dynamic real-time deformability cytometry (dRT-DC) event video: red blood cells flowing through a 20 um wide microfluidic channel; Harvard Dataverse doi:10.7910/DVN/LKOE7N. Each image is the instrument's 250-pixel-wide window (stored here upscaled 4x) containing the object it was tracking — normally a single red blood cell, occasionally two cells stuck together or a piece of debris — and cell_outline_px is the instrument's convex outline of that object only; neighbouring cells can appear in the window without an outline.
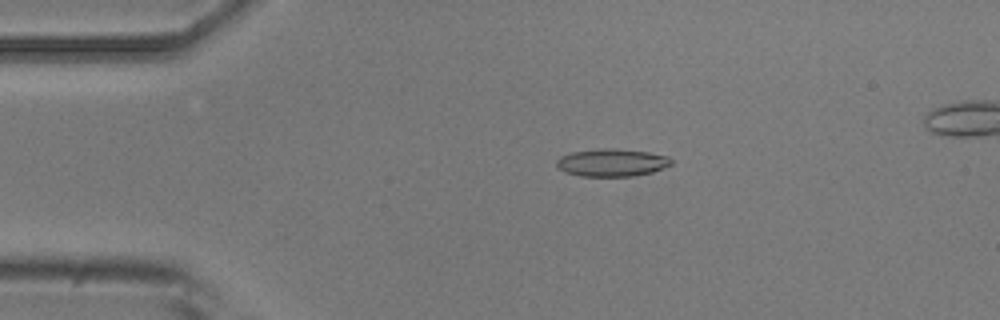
{"species": "common noctule bat (a hibernating species)", "species_latin": "Nyctalus noctula", "temperature_condition": "room temperature", "stored_images_in_passage": 15, "camera_frame_rate_fps": 3000, "um_per_image_px": 0.085, "animal": {"sex": "male", "body_mass_g": 20.5, "forearm_length_mm": 52.5}, "frame": {"image": 1, "passage_image": 4, "time_ms": 3.333, "image_size_px": [1000, 320], "cell_outline_px": [[672, 164], [652, 172], [632, 176], [580, 176], [564, 172], [556, 168], [556, 160], [560, 156], [572, 152], [600, 148], [616, 148], [648, 152], [668, 156], [672, 160]], "centroid_in_image_um": [51.97, 13.81], "position_along_channel_um": 33.0, "area_um2": 18.61}}
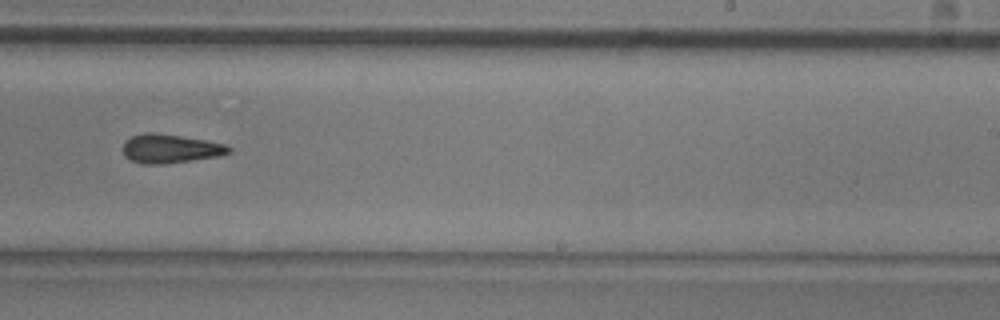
{"frame": {"image": 2, "passage_image": 10, "time_ms": 11.0, "image_size_px": [1000, 320], "cell_outline_px": [[232, 152], [220, 156], [164, 164], [144, 164], [132, 160], [124, 156], [124, 140], [132, 136], [144, 132], [156, 132], [204, 140], [224, 144], [232, 148]], "centroid_in_image_um": [14.47, 12.63], "position_along_channel_um": 274.5, "area_um2": 17.8}}
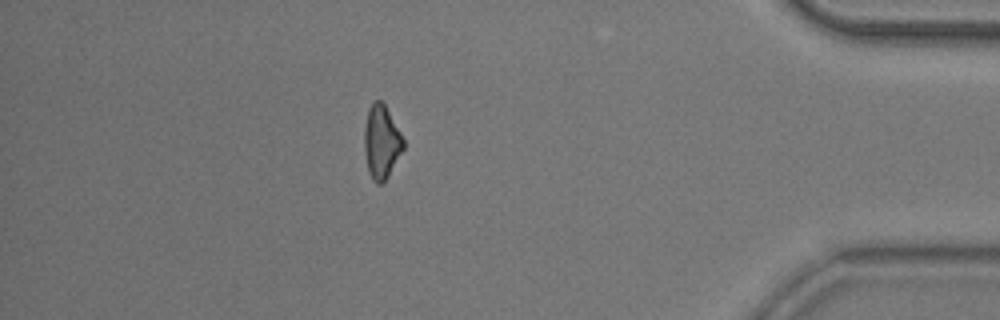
{"frame": {"image": 3, "passage_image": 14, "time_ms": 15.667, "image_size_px": [1000, 320], "cell_outline_px": [[404, 148], [388, 176], [380, 184], [376, 184], [372, 180], [368, 172], [364, 148], [364, 128], [368, 108], [376, 100], [380, 100], [384, 104], [400, 132], [404, 140]], "centroid_in_image_um": [32.41, 12.08], "position_along_channel_um": 402.8, "area_um2": 16.59}, "authors_computed_cell_mechanics": {"area_um2": 17.918, "velocity_mm_per_s": 3.669, "shape_relaxation_time_tau1_ms": 9.099, "shape_relaxation_time_tau2_ms": 8.7272, "deformation_change_tau1": 0.1567, "deformation_change_tau2": 0.2231}}